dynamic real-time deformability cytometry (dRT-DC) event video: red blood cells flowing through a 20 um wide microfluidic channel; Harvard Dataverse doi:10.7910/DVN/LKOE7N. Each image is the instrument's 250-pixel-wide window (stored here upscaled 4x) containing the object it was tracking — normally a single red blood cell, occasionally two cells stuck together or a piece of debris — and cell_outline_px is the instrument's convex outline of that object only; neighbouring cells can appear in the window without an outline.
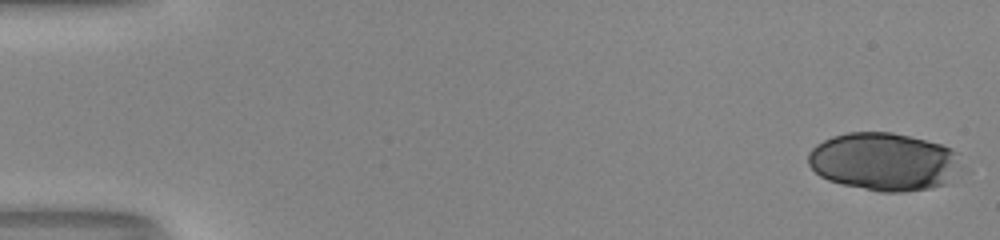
{"species": "human", "species_latin": "Homo sapiens", "temperature_condition": "room temperature", "stored_images_in_passage": 51, "camera_frame_rate_fps": 3000, "um_per_image_px": 0.085, "donor": {"sex": "male"}, "frame": {"image": 1, "passage_image": 1, "time_ms": 0.0, "image_size_px": [1000, 240], "cell_outline_px": [[968, 168], [964, 172], [948, 184], [928, 188], [904, 192], [880, 192], [844, 184], [828, 180], [820, 176], [808, 164], [808, 152], [816, 144], [832, 136], [848, 132], [892, 132], [940, 144], [952, 148], [960, 152]], "centroid_in_image_um": [75.28, 13.75], "position_along_channel_um": 9.7, "area_um2": 52.94}}